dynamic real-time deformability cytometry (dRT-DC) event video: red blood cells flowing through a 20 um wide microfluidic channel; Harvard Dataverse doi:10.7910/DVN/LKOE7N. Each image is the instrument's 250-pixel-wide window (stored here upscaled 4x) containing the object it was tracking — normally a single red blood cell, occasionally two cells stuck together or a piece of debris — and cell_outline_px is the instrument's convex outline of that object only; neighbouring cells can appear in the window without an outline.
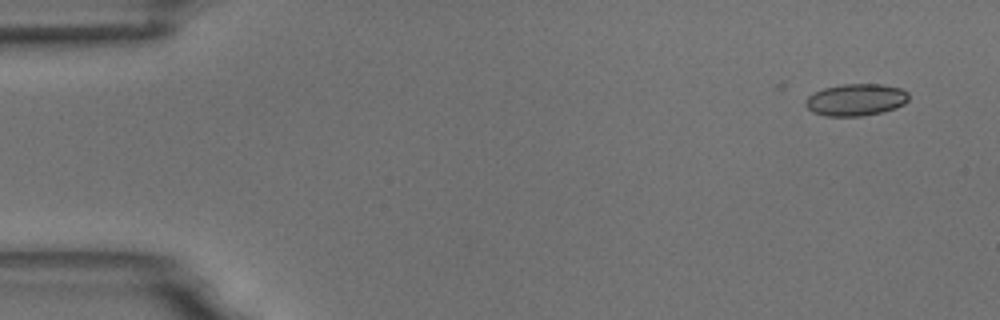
{"species": "common noctule bat (a hibernating species)", "species_latin": "Nyctalus noctula", "temperature_condition": "room temperature", "stored_images_in_passage": 4, "camera_frame_rate_fps": 3000, "um_per_image_px": 0.085, "animal": {"sex": "male", "body_mass_g": 18.8}, "frame": {"image": 1, "passage_image": 1, "time_ms": 0.0, "image_size_px": [1000, 320], "cell_outline_px": [[908, 100], [904, 104], [896, 108], [884, 112], [860, 116], [824, 116], [812, 112], [804, 104], [804, 100], [808, 96], [824, 88], [844, 84], [880, 84], [900, 88], [908, 92]], "centroid_in_image_um": [72.75, 8.49], "position_along_channel_um": 12.3, "area_um2": 19.31}}